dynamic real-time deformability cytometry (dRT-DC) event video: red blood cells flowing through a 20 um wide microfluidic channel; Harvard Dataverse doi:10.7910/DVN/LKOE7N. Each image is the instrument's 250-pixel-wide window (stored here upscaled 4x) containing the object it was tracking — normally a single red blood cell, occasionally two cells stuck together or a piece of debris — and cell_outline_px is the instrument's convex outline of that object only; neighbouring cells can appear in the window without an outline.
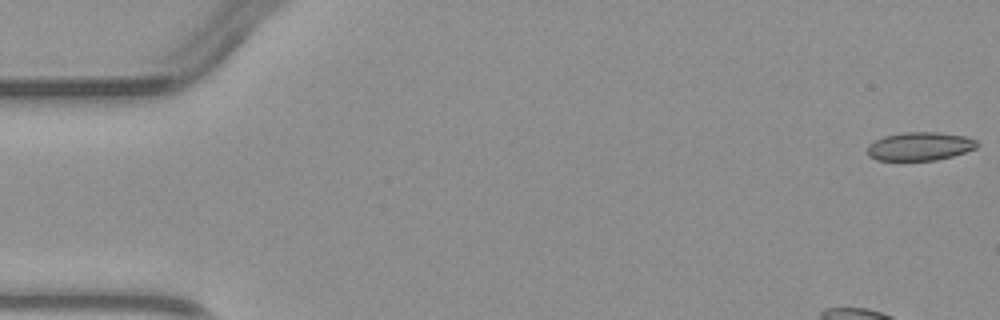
{"species": "common noctule bat (a hibernating species)", "species_latin": "Nyctalus noctula", "temperature_condition": "warm", "stored_images_in_passage": 4, "camera_frame_rate_fps": 3000, "um_per_image_px": 0.085, "animal": {"sex": "male", "body_mass_g": 23.1, "forearm_length_mm": 52.7}, "frame": {"image": 1, "passage_image": 1, "time_ms": 0.0, "image_size_px": [1000, 320], "cell_outline_px": [[980, 144], [976, 148], [952, 156], [936, 160], [876, 160], [868, 156], [868, 144], [884, 136], [904, 132], [936, 132], [964, 136], [976, 140]], "centroid_in_image_um": [78.18, 12.44], "position_along_channel_um": 6.8, "area_um2": 18.09}}